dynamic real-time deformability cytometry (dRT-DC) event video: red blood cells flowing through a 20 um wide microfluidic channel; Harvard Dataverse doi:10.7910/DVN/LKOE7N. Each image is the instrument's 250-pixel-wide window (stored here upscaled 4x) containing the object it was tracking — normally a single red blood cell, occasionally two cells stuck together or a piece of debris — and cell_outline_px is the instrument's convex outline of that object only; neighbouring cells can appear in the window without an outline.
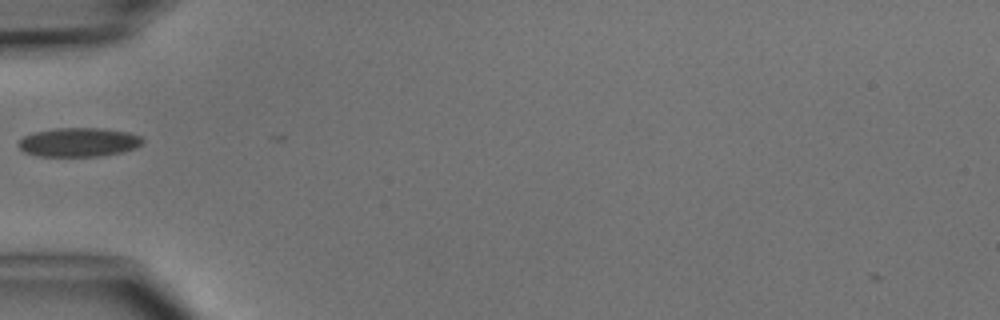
{"species": "common noctule bat (a hibernating species)", "species_latin": "Nyctalus noctula", "temperature_condition": "cold", "stored_images_in_passage": 3, "camera_frame_rate_fps": 3000, "um_per_image_px": 0.085, "animal": {"sex": "male", "body_mass_g": 15.6}, "frame": {"image": 1, "passage_image": 3, "time_ms": 2.333, "image_size_px": [1000, 320], "cell_outline_px": [[144, 140], [136, 148], [124, 152], [100, 156], [36, 156], [24, 152], [16, 144], [24, 136], [36, 132], [56, 128], [100, 128], [128, 132], [140, 136]], "centroid_in_image_um": [6.69, 12.09], "position_along_channel_um": 78.3, "area_um2": 20.98}}